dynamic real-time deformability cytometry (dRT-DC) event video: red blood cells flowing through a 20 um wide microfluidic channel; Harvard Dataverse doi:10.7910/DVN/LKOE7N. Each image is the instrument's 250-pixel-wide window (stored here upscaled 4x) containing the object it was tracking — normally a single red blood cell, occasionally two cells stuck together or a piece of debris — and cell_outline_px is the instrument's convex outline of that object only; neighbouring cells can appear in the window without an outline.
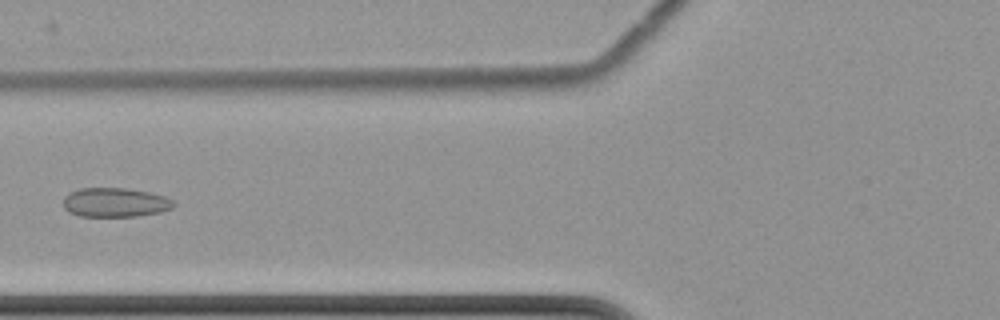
{"species": "common noctule bat (a hibernating species)", "species_latin": "Nyctalus noctula", "temperature_condition": "cold", "stored_images_in_passage": 11, "camera_frame_rate_fps": 3000, "um_per_image_px": 0.085, "animal": {"sex": "female", "body_mass_g": 22.7, "forearm_length_mm": 54.2}, "frame": {"image": 1, "passage_image": 7, "time_ms": 9.0, "image_size_px": [1000, 320], "cell_outline_px": [[176, 204], [172, 208], [160, 212], [136, 216], [80, 216], [68, 212], [64, 208], [64, 196], [80, 188], [128, 188], [148, 192], [164, 196], [176, 200]], "centroid_in_image_um": [9.82, 17.2], "position_along_channel_um": 116.0, "area_um2": 18.84}}
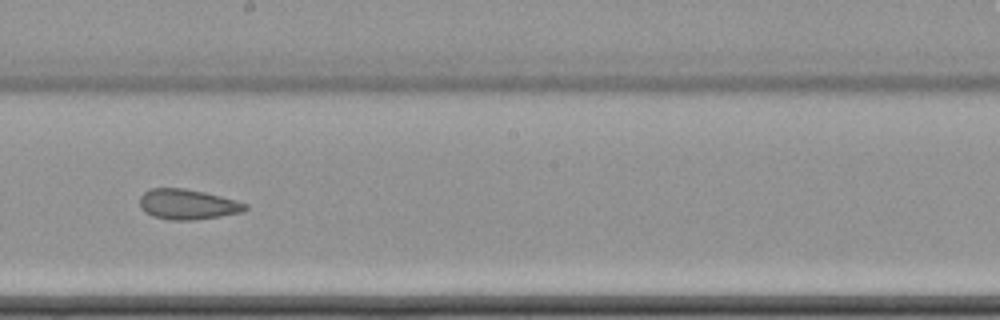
{"frame": {"image": 2, "passage_image": 10, "time_ms": 12.333, "image_size_px": [1000, 320], "cell_outline_px": [[248, 208], [244, 212], [220, 216], [192, 220], [168, 220], [152, 216], [144, 212], [140, 208], [140, 196], [144, 192], [152, 188], [184, 188], [204, 192], [236, 200], [248, 204]], "centroid_in_image_um": [15.94, 17.37], "position_along_channel_um": 232.3, "area_um2": 18.73}}
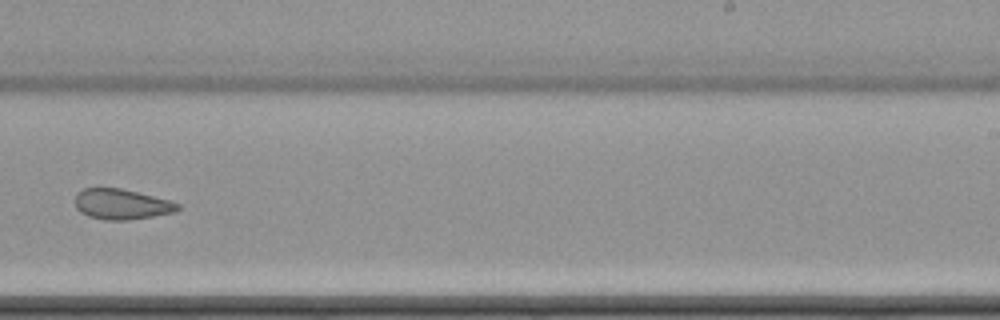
{"frame": {"image": 3, "passage_image": 11, "time_ms": 13.667, "image_size_px": [1000, 320], "cell_outline_px": [[184, 208], [176, 212], [128, 220], [104, 220], [88, 216], [80, 212], [76, 208], [76, 192], [84, 188], [120, 188], [168, 200], [180, 204]], "centroid_in_image_um": [10.34, 17.36], "position_along_channel_um": 278.7, "area_um2": 18.21}}